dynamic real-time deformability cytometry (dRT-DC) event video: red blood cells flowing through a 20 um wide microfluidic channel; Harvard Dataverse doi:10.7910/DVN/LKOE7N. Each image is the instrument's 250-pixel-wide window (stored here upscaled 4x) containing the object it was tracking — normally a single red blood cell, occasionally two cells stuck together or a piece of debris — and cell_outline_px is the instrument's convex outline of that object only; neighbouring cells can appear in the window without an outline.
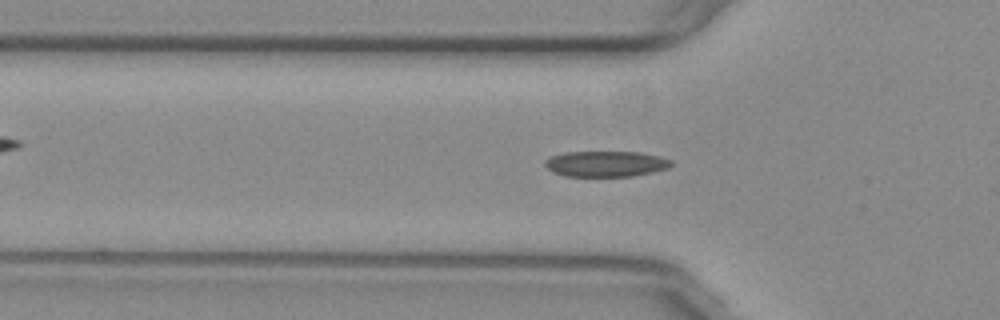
{"species": "common noctule bat (a hibernating species)", "species_latin": "Nyctalus noctula", "temperature_condition": "warm", "stored_images_in_passage": 56, "camera_frame_rate_fps": 3000, "um_per_image_px": 0.085, "animal": {"sex": "female", "body_mass_g": 29.2, "forearm_length_mm": 56.3}, "frame": {"image": 1, "passage_image": 18, "time_ms": 5.667, "image_size_px": [1000, 320], "cell_outline_px": [[672, 164], [668, 168], [652, 172], [632, 176], [564, 176], [552, 172], [544, 164], [544, 160], [548, 156], [564, 152], [640, 152], [660, 156], [672, 160]], "centroid_in_image_um": [51.46, 13.92], "position_along_channel_um": 74.3, "area_um2": 19.07}}
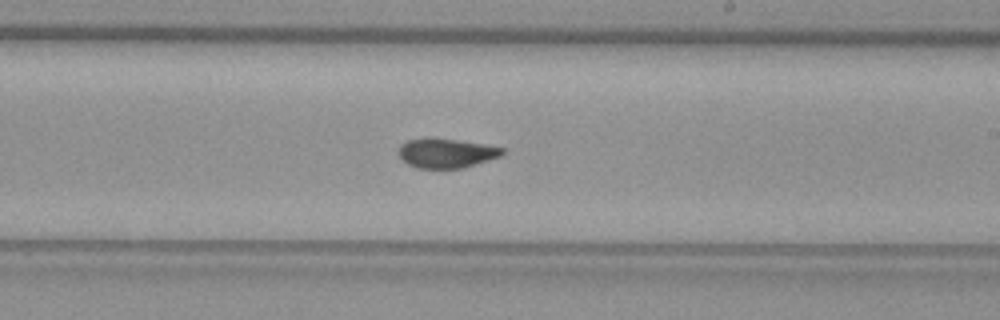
{"frame": {"image": 2, "passage_image": 32, "time_ms": 10.333, "image_size_px": [1000, 320], "cell_outline_px": [[504, 152], [500, 156], [464, 168], [416, 168], [400, 160], [400, 144], [408, 140], [456, 140], [484, 144], [504, 148]], "centroid_in_image_um": [37.95, 13.05], "position_along_channel_um": 251.1, "area_um2": 17.22}}
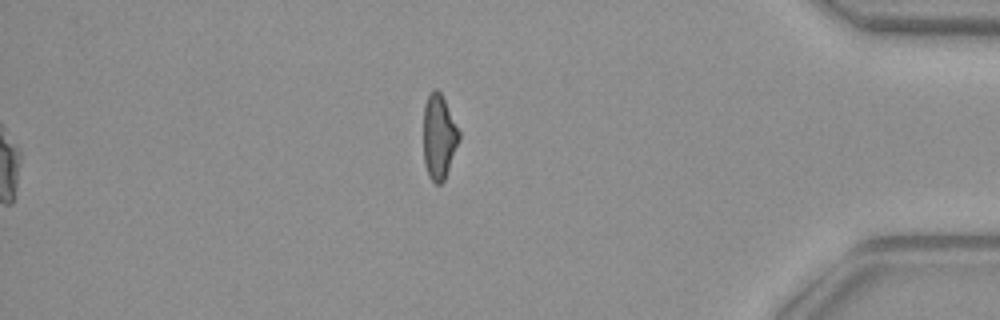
{"frame": {"image": 3, "passage_image": 56, "time_ms": 18.333, "image_size_px": [1000, 320], "cell_outline_px": [[460, 140], [444, 180], [440, 184], [436, 184], [428, 176], [424, 164], [424, 104], [432, 88], [436, 88], [440, 92], [460, 132]], "centroid_in_image_um": [37.3, 11.64], "position_along_channel_um": 397.9, "area_um2": 17.51}, "authors_computed_cell_mechanics": {"area_um2": 18.2359, "velocity_mm_per_s": 3.7698, "shape_relaxation_time_tau1_ms": 8.1735, "shape_relaxation_time_tau2_ms": 1.1405, "deformation_change_tau1": 0.2205, "deformation_change_tau2": 0.0707}}